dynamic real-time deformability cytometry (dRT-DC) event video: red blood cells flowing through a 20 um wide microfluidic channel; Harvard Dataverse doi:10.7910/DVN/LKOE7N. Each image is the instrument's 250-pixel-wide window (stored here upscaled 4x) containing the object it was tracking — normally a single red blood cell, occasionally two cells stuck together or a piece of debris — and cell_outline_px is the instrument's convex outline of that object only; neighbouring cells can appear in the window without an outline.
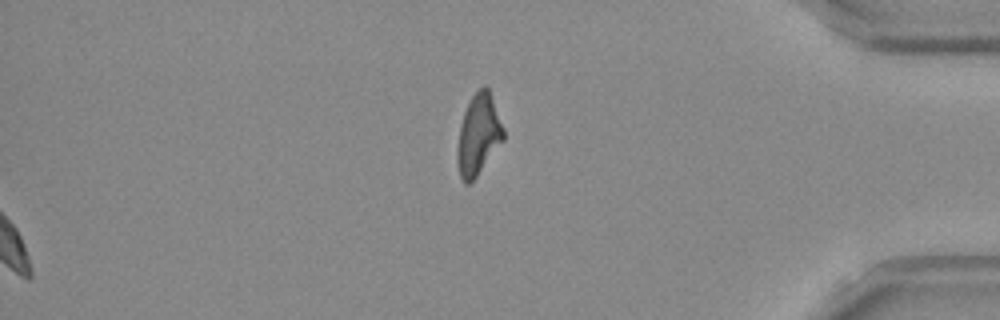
{"species": "Egyptian fruit bat (a non-hibernating species)", "species_latin": "Rousettus aegyptiacus", "temperature_condition": "room temperature", "stored_images_in_passage": 44, "camera_frame_rate_fps": 3000, "um_per_image_px": 0.085, "frame": {"image": 1, "passage_image": 44, "time_ms": 14.333, "image_size_px": [1000, 320], "cell_outline_px": [[504, 140], [476, 176], [468, 184], [464, 184], [460, 176], [456, 160], [456, 148], [460, 124], [464, 112], [472, 96], [484, 84], [488, 88], [504, 128]], "centroid_in_image_um": [40.65, 11.46], "position_along_channel_um": 394.6, "area_um2": 21.62}, "authors_computed_cell_mechanics": {"area_um2": 22.2819, "velocity_mm_per_s": 3.7586, "shape_relaxation_time_tau1_ms": 3.4387, "shape_relaxation_time_tau2_ms": 10.5291, "deformation_change_tau1": 0.1204, "deformation_change_tau2": 0.1681}}